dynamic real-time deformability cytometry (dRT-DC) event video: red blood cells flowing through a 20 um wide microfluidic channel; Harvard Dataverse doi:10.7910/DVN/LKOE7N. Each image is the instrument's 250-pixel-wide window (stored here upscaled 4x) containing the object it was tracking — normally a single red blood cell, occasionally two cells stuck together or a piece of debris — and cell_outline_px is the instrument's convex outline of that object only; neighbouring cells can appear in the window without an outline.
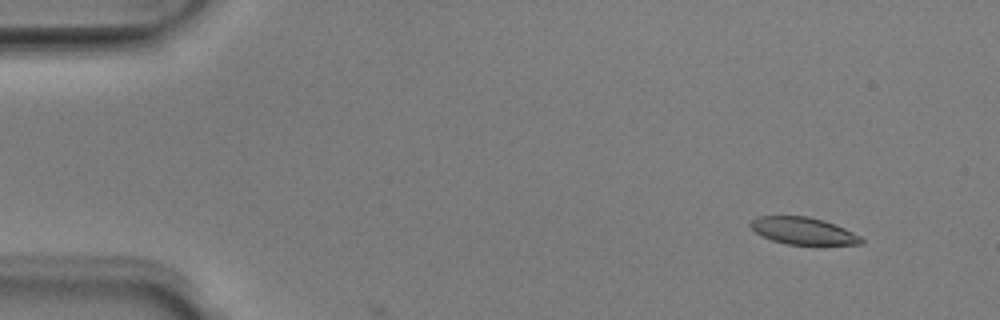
{"species": "Egyptian fruit bat (a non-hibernating species)", "species_latin": "Rousettus aegyptiacus", "temperature_condition": "room temperature", "stored_images_in_passage": 7, "camera_frame_rate_fps": 3000, "um_per_image_px": 0.085, "animal": {"sex": "male"}, "frame": {"image": 1, "passage_image": 5, "time_ms": 1.333, "image_size_px": [1000, 320], "cell_outline_px": [[864, 240], [860, 244], [784, 244], [772, 240], [756, 232], [748, 224], [756, 216], [808, 216], [824, 220], [844, 228], [860, 236]], "centroid_in_image_um": [68.24, 19.61], "position_along_channel_um": 16.8, "area_um2": 17.28}}